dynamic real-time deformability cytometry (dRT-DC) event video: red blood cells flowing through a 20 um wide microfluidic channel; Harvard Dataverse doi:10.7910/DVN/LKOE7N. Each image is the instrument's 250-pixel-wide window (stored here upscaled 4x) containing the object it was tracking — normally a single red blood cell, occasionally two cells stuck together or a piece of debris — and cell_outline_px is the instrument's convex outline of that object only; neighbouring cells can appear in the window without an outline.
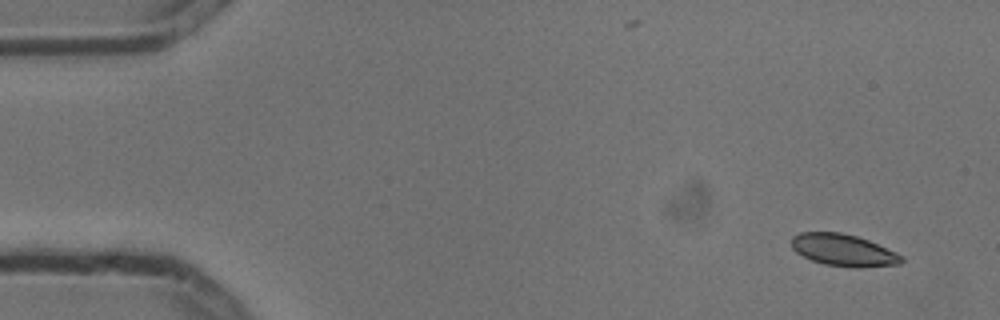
{"species": "common noctule bat (a hibernating species)", "species_latin": "Nyctalus noctula", "temperature_condition": "cold", "stored_images_in_passage": 10, "camera_frame_rate_fps": 3000, "um_per_image_px": 0.085, "animal": {"sex": "male", "body_mass_g": 13.3}, "frame": {"image": 1, "passage_image": 1, "time_ms": 0.0, "image_size_px": [1000, 320], "cell_outline_px": [[904, 260], [900, 264], [860, 268], [852, 268], [824, 264], [812, 260], [796, 252], [792, 248], [792, 236], [800, 232], [840, 232], [856, 236], [868, 240], [896, 252], [904, 256]], "centroid_in_image_um": [71.71, 21.27], "position_along_channel_um": 13.3, "area_um2": 20.58}}
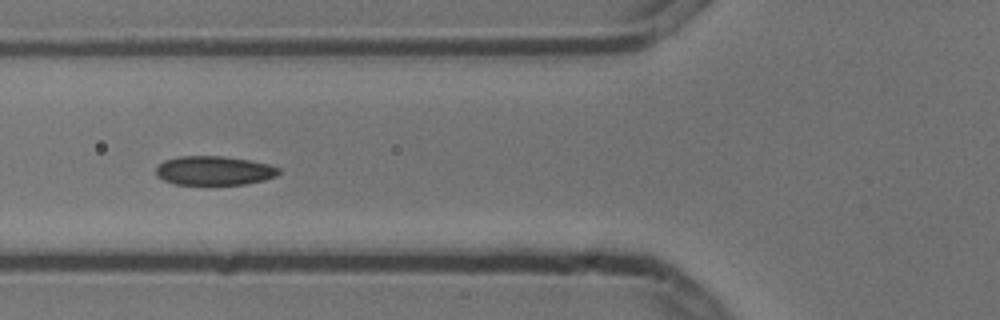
{"frame": {"image": 2, "passage_image": 6, "time_ms": 1.667, "image_size_px": [1000, 320], "cell_outline_px": [[280, 172], [276, 176], [264, 180], [244, 184], [176, 184], [164, 180], [156, 176], [156, 168], [164, 160], [180, 156], [224, 156], [248, 160], [268, 164], [280, 168]], "centroid_in_image_um": [18.2, 14.5], "position_along_channel_um": 107.6, "area_um2": 20.69}}
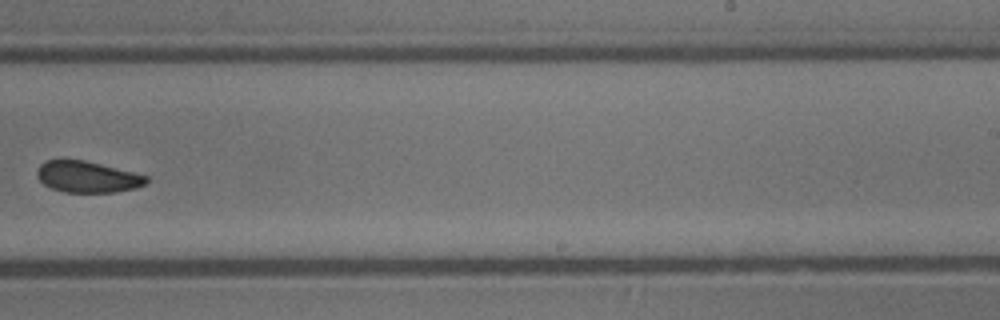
{"frame": {"image": 3, "passage_image": 10, "time_ms": 3.0, "image_size_px": [1000, 320], "cell_outline_px": [[148, 180], [144, 184], [136, 188], [116, 192], [64, 192], [52, 188], [44, 184], [36, 176], [36, 172], [40, 164], [44, 160], [84, 160], [148, 176]], "centroid_in_image_um": [7.4, 15.03], "position_along_channel_um": 281.6, "area_um2": 19.77}}